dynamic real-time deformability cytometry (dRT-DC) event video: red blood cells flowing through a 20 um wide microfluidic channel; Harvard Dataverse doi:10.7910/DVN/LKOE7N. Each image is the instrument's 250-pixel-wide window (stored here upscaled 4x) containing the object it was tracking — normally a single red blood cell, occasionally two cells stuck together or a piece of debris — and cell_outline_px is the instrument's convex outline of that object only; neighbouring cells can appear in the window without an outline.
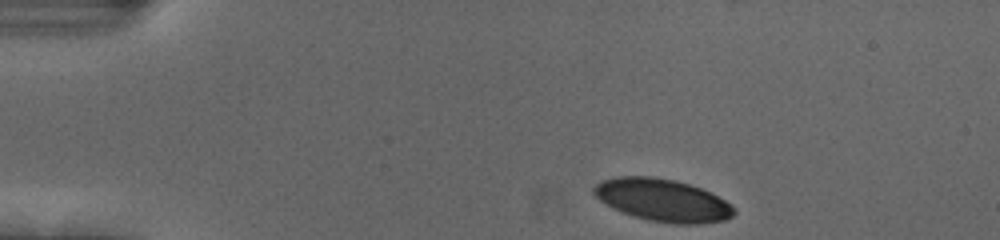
{"species": "human", "species_latin": "Homo sapiens", "temperature_condition": "cold", "stored_images_in_passage": 39, "camera_frame_rate_fps": 3000, "um_per_image_px": 0.085, "donor": {"sex": "female"}, "frame": {"image": 1, "passage_image": 1, "time_ms": 0.0, "image_size_px": [1000, 240], "cell_outline_px": [[736, 212], [732, 216], [724, 220], [696, 224], [676, 224], [648, 220], [632, 216], [612, 208], [600, 200], [592, 192], [592, 188], [600, 180], [616, 176], [648, 176], [676, 180], [700, 188], [724, 200], [736, 208]], "centroid_in_image_um": [56.28, 17.01], "position_along_channel_um": 28.7, "area_um2": 34.68}}
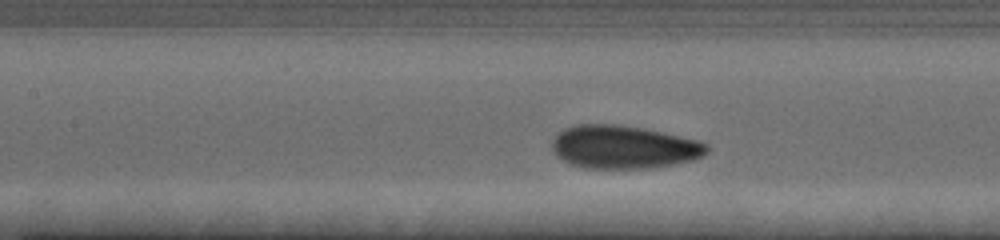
{"frame": {"image": 2, "passage_image": 17, "time_ms": 5.333, "image_size_px": [1000, 240], "cell_outline_px": [[708, 152], [704, 156], [692, 160], [672, 164], [648, 168], [584, 168], [572, 164], [556, 156], [552, 148], [552, 140], [564, 128], [576, 124], [616, 124], [644, 128], [680, 136], [696, 140], [708, 144]], "centroid_in_image_um": [53.01, 12.49], "position_along_channel_um": 154.4, "area_um2": 38.84}}
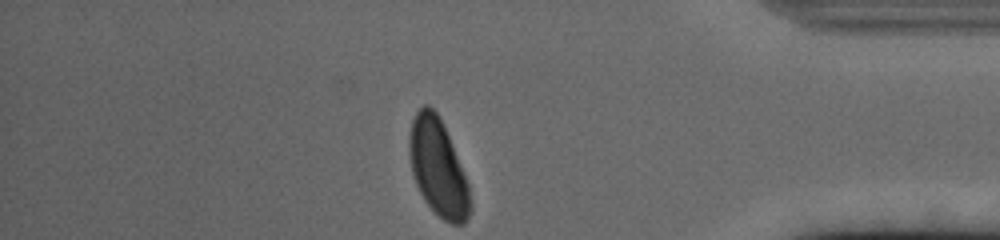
{"frame": {"image": 3, "passage_image": 39, "time_ms": 12.667, "image_size_px": [1000, 240], "cell_outline_px": [[472, 208], [464, 224], [452, 224], [444, 220], [424, 200], [416, 184], [412, 172], [408, 152], [408, 140], [412, 120], [416, 112], [424, 104], [428, 104], [440, 116], [468, 184], [472, 204]], "centroid_in_image_um": [37.22, 14.24], "position_along_channel_um": 398.0, "area_um2": 34.16}, "authors_computed_cell_mechanics": {"area_um2": 37.7434, "velocity_mm_per_s": 3.6991, "shape_relaxation_time_tau1_ms": 3.3836, "shape_relaxation_time_tau2_ms": 0.9081, "deformation_change_tau1": 0.1366, "deformation_change_tau2": 0.0653}}